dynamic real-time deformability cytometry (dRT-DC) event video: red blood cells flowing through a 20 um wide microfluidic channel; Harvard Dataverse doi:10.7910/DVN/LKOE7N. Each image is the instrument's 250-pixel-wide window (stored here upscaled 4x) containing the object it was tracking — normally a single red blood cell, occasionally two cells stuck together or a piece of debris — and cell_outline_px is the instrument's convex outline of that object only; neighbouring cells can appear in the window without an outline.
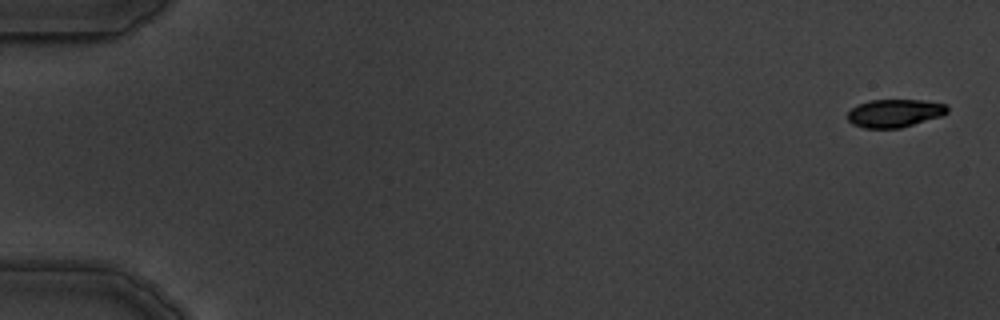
{"species": "common noctule bat (a hibernating species)", "species_latin": "Nyctalus noctula", "temperature_condition": "warm", "stored_images_in_passage": 5, "camera_frame_rate_fps": 3000, "um_per_image_px": 0.085, "animal": {"sex": "male", "body_mass_g": 19.5, "forearm_length_mm": 54.6}, "frame": {"image": 1, "passage_image": 1, "time_ms": 0.0, "image_size_px": [1000, 320], "cell_outline_px": [[948, 112], [940, 116], [900, 128], [864, 128], [852, 124], [848, 120], [848, 112], [852, 108], [860, 104], [872, 100], [920, 100], [948, 104]], "centroid_in_image_um": [76.05, 9.62], "position_along_channel_um": 9.0, "area_um2": 16.13}}